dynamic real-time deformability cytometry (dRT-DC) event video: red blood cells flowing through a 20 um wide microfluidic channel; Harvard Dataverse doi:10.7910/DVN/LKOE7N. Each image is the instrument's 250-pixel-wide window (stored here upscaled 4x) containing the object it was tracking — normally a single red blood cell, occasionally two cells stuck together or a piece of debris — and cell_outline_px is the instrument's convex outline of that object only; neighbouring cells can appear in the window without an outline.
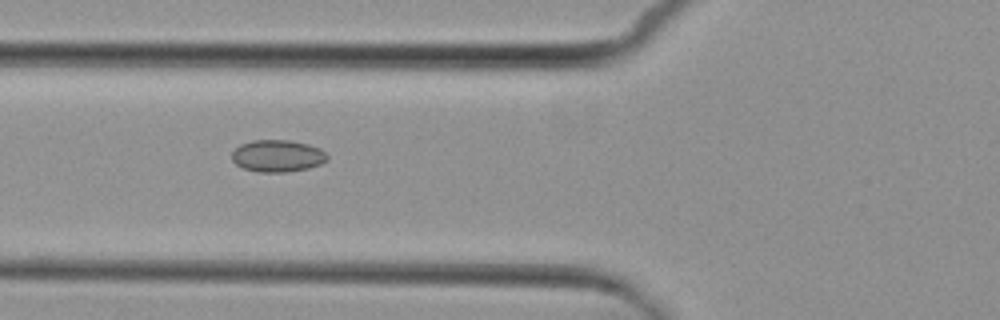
{"species": "common noctule bat (a hibernating species)", "species_latin": "Nyctalus noctula", "temperature_condition": "cold", "stored_images_in_passage": 10, "camera_frame_rate_fps": 3000, "um_per_image_px": 0.085, "animal": {"sex": "female", "body_mass_g": 29.2, "forearm_length_mm": 56.3}, "frame": {"image": 1, "passage_image": 7, "time_ms": 7.0, "image_size_px": [1000, 320], "cell_outline_px": [[328, 160], [320, 164], [308, 168], [288, 172], [256, 172], [244, 168], [236, 164], [232, 160], [232, 152], [240, 144], [252, 140], [288, 140], [308, 144], [320, 148], [328, 156]], "centroid_in_image_um": [23.59, 13.25], "position_along_channel_um": 102.2, "area_um2": 17.86}}
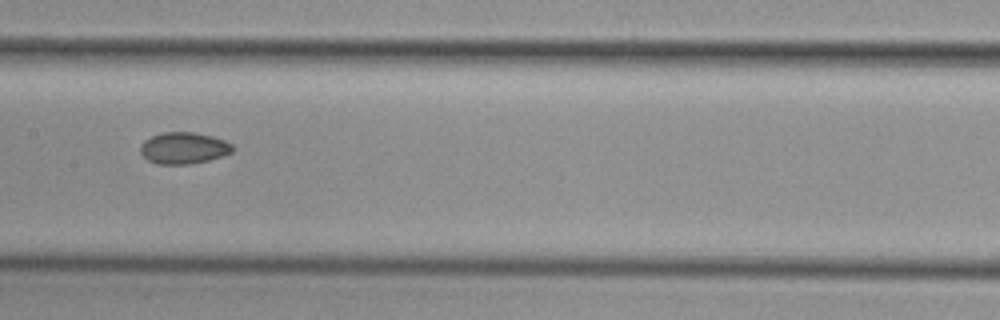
{"frame": {"image": 2, "passage_image": 9, "time_ms": 9.333, "image_size_px": [1000, 320], "cell_outline_px": [[236, 148], [232, 152], [208, 160], [188, 164], [156, 164], [148, 160], [140, 152], [140, 144], [144, 140], [152, 136], [164, 132], [192, 132], [212, 136], [224, 140], [232, 144]], "centroid_in_image_um": [15.61, 12.58], "position_along_channel_um": 191.8, "area_um2": 16.94}}
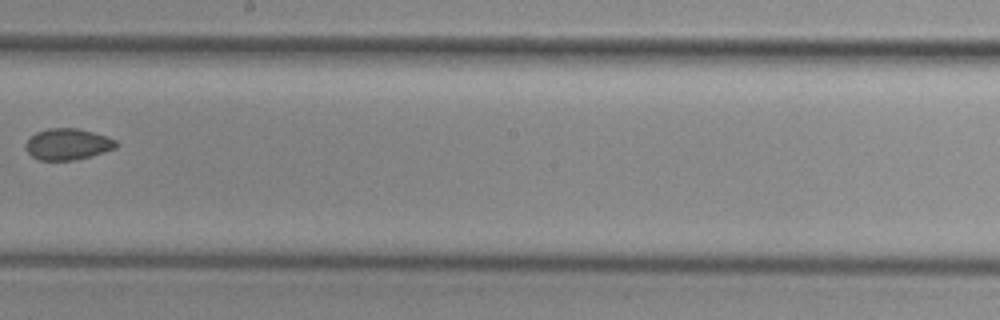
{"frame": {"image": 3, "passage_image": 10, "time_ms": 10.667, "image_size_px": [1000, 320], "cell_outline_px": [[116, 148], [92, 156], [72, 160], [40, 160], [32, 156], [24, 148], [24, 144], [36, 132], [48, 128], [76, 128], [92, 132], [116, 140]], "centroid_in_image_um": [5.72, 12.26], "position_along_channel_um": 242.5, "area_um2": 16.36}}